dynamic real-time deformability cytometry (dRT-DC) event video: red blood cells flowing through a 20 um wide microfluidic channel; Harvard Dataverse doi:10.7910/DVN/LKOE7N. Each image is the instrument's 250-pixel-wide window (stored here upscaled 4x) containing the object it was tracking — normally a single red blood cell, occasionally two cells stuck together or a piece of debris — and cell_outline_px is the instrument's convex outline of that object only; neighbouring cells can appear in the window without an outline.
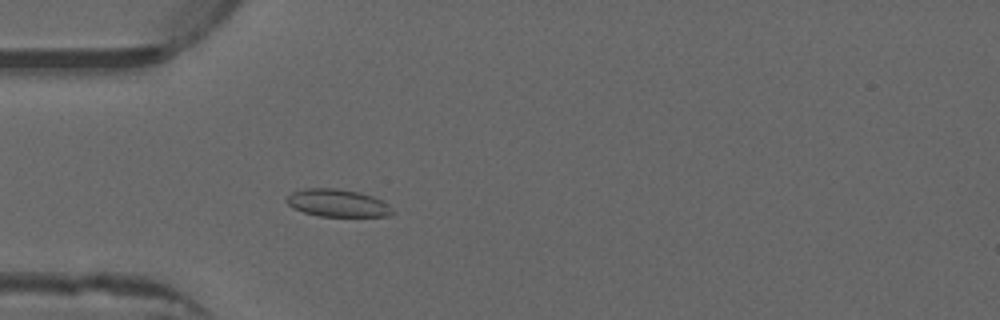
{"species": "common noctule bat (a hibernating species)", "species_latin": "Nyctalus noctula", "temperature_condition": "warm", "stored_images_in_passage": 51, "camera_frame_rate_fps": 3000, "um_per_image_px": 0.085, "animal": {"sex": "male", "forearm_length_mm": 52.5}, "frame": {"image": 1, "passage_image": 14, "time_ms": 4.333, "image_size_px": [1000, 320], "cell_outline_px": [[396, 212], [388, 216], [320, 216], [304, 212], [292, 208], [284, 200], [292, 192], [304, 188], [336, 188], [360, 192], [384, 200]], "centroid_in_image_um": [28.71, 17.25], "position_along_channel_um": 56.3, "area_um2": 17.17}}
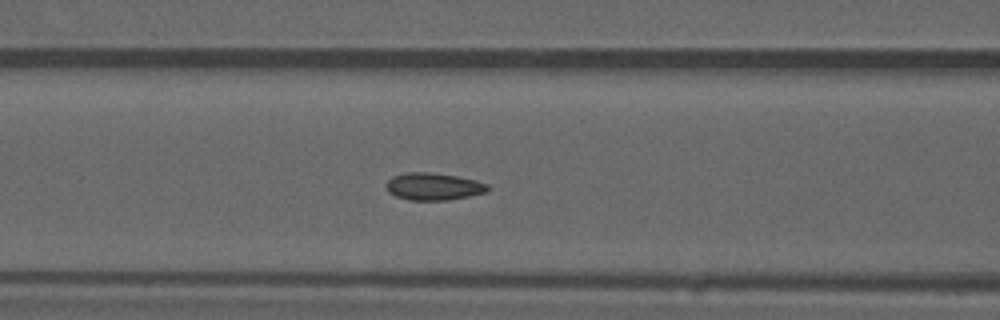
{"frame": {"image": 2, "passage_image": 20, "time_ms": 6.333, "image_size_px": [1000, 320], "cell_outline_px": [[488, 192], [448, 200], [408, 200], [396, 196], [388, 192], [384, 184], [392, 176], [408, 172], [428, 172], [456, 176], [476, 180], [488, 184]], "centroid_in_image_um": [36.82, 15.85], "position_along_channel_um": 129.8, "area_um2": 16.18}}
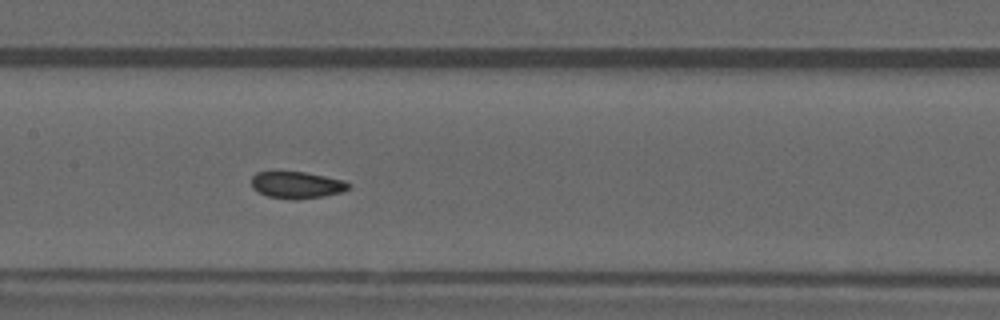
{"frame": {"image": 3, "passage_image": 24, "time_ms": 7.667, "image_size_px": [1000, 320], "cell_outline_px": [[352, 188], [340, 192], [324, 196], [296, 200], [268, 196], [252, 188], [252, 176], [256, 172], [272, 168], [304, 172], [344, 180], [352, 184]], "centroid_in_image_um": [25.19, 15.67], "position_along_channel_um": 182.2, "area_um2": 15.84}, "authors_computed_cell_mechanics": {"area_um2": 15.7216, "velocity_mm_per_s": 3.9302, "shape_relaxation_time_tau1_ms": null, "shape_relaxation_time_tau2_ms": 1.0452, "deformation_change_tau1": null, "deformation_change_tau2": 0.0549}}